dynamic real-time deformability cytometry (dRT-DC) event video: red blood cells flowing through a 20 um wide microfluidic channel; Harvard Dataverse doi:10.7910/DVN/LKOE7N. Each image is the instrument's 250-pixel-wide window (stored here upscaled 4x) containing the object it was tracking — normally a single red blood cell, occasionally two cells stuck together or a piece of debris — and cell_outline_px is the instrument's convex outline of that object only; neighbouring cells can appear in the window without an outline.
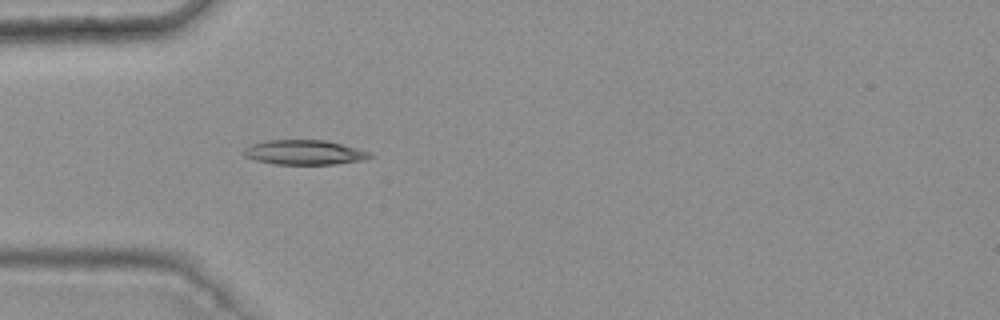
{"species": "common noctule bat (a hibernating species)", "species_latin": "Nyctalus noctula", "temperature_condition": "warm", "stored_images_in_passage": 2, "camera_frame_rate_fps": 3000, "um_per_image_px": 0.085, "animal": {"sex": "female", "body_mass_g": 25.1}, "frame": {"image": 1, "passage_image": 2, "time_ms": 0.333, "image_size_px": [1000, 320], "cell_outline_px": [[372, 156], [360, 160], [336, 164], [276, 164], [256, 160], [244, 156], [244, 148], [252, 144], [268, 140], [324, 140], [356, 148], [368, 152]], "centroid_in_image_um": [25.81, 12.95], "position_along_channel_um": 59.2, "area_um2": 17.74}}